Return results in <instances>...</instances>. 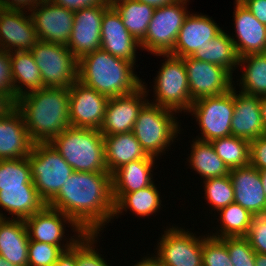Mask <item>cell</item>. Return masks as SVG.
<instances>
[{
  "label": "cell",
  "instance_id": "34",
  "mask_svg": "<svg viewBox=\"0 0 266 266\" xmlns=\"http://www.w3.org/2000/svg\"><path fill=\"white\" fill-rule=\"evenodd\" d=\"M242 70L239 84L242 93L266 97V53L248 54L239 58ZM244 71V72H243Z\"/></svg>",
  "mask_w": 266,
  "mask_h": 266
},
{
  "label": "cell",
  "instance_id": "11",
  "mask_svg": "<svg viewBox=\"0 0 266 266\" xmlns=\"http://www.w3.org/2000/svg\"><path fill=\"white\" fill-rule=\"evenodd\" d=\"M167 228L155 248L159 266H203L202 236L176 225Z\"/></svg>",
  "mask_w": 266,
  "mask_h": 266
},
{
  "label": "cell",
  "instance_id": "15",
  "mask_svg": "<svg viewBox=\"0 0 266 266\" xmlns=\"http://www.w3.org/2000/svg\"><path fill=\"white\" fill-rule=\"evenodd\" d=\"M68 90L70 126L100 129L109 98L78 80Z\"/></svg>",
  "mask_w": 266,
  "mask_h": 266
},
{
  "label": "cell",
  "instance_id": "17",
  "mask_svg": "<svg viewBox=\"0 0 266 266\" xmlns=\"http://www.w3.org/2000/svg\"><path fill=\"white\" fill-rule=\"evenodd\" d=\"M110 6L98 5L74 12L73 29L67 47L78 60L101 48L102 17Z\"/></svg>",
  "mask_w": 266,
  "mask_h": 266
},
{
  "label": "cell",
  "instance_id": "32",
  "mask_svg": "<svg viewBox=\"0 0 266 266\" xmlns=\"http://www.w3.org/2000/svg\"><path fill=\"white\" fill-rule=\"evenodd\" d=\"M230 35L222 30L191 57L221 66L233 75L238 67L239 56Z\"/></svg>",
  "mask_w": 266,
  "mask_h": 266
},
{
  "label": "cell",
  "instance_id": "4",
  "mask_svg": "<svg viewBox=\"0 0 266 266\" xmlns=\"http://www.w3.org/2000/svg\"><path fill=\"white\" fill-rule=\"evenodd\" d=\"M75 172L108 173L100 129L68 127L50 142Z\"/></svg>",
  "mask_w": 266,
  "mask_h": 266
},
{
  "label": "cell",
  "instance_id": "18",
  "mask_svg": "<svg viewBox=\"0 0 266 266\" xmlns=\"http://www.w3.org/2000/svg\"><path fill=\"white\" fill-rule=\"evenodd\" d=\"M38 41L30 12L0 8V50H31Z\"/></svg>",
  "mask_w": 266,
  "mask_h": 266
},
{
  "label": "cell",
  "instance_id": "42",
  "mask_svg": "<svg viewBox=\"0 0 266 266\" xmlns=\"http://www.w3.org/2000/svg\"><path fill=\"white\" fill-rule=\"evenodd\" d=\"M63 252L57 245L29 239L28 266H54Z\"/></svg>",
  "mask_w": 266,
  "mask_h": 266
},
{
  "label": "cell",
  "instance_id": "57",
  "mask_svg": "<svg viewBox=\"0 0 266 266\" xmlns=\"http://www.w3.org/2000/svg\"><path fill=\"white\" fill-rule=\"evenodd\" d=\"M244 0H235V3H242Z\"/></svg>",
  "mask_w": 266,
  "mask_h": 266
},
{
  "label": "cell",
  "instance_id": "56",
  "mask_svg": "<svg viewBox=\"0 0 266 266\" xmlns=\"http://www.w3.org/2000/svg\"><path fill=\"white\" fill-rule=\"evenodd\" d=\"M0 266H16L12 264L11 262L7 261L0 255Z\"/></svg>",
  "mask_w": 266,
  "mask_h": 266
},
{
  "label": "cell",
  "instance_id": "26",
  "mask_svg": "<svg viewBox=\"0 0 266 266\" xmlns=\"http://www.w3.org/2000/svg\"><path fill=\"white\" fill-rule=\"evenodd\" d=\"M155 161V157L148 155L115 170L111 174L112 193H132L150 186L154 182L152 168Z\"/></svg>",
  "mask_w": 266,
  "mask_h": 266
},
{
  "label": "cell",
  "instance_id": "51",
  "mask_svg": "<svg viewBox=\"0 0 266 266\" xmlns=\"http://www.w3.org/2000/svg\"><path fill=\"white\" fill-rule=\"evenodd\" d=\"M143 258H141L142 259L141 261L137 262L132 266H159V263L154 255L152 257L146 256Z\"/></svg>",
  "mask_w": 266,
  "mask_h": 266
},
{
  "label": "cell",
  "instance_id": "24",
  "mask_svg": "<svg viewBox=\"0 0 266 266\" xmlns=\"http://www.w3.org/2000/svg\"><path fill=\"white\" fill-rule=\"evenodd\" d=\"M33 144L17 109L0 118V160L26 158Z\"/></svg>",
  "mask_w": 266,
  "mask_h": 266
},
{
  "label": "cell",
  "instance_id": "53",
  "mask_svg": "<svg viewBox=\"0 0 266 266\" xmlns=\"http://www.w3.org/2000/svg\"><path fill=\"white\" fill-rule=\"evenodd\" d=\"M260 110H261L262 122L266 130V97H261Z\"/></svg>",
  "mask_w": 266,
  "mask_h": 266
},
{
  "label": "cell",
  "instance_id": "5",
  "mask_svg": "<svg viewBox=\"0 0 266 266\" xmlns=\"http://www.w3.org/2000/svg\"><path fill=\"white\" fill-rule=\"evenodd\" d=\"M176 113L178 112L149 102L139 112L132 133L147 155L158 159L159 154L165 153L177 140L181 125L176 120Z\"/></svg>",
  "mask_w": 266,
  "mask_h": 266
},
{
  "label": "cell",
  "instance_id": "33",
  "mask_svg": "<svg viewBox=\"0 0 266 266\" xmlns=\"http://www.w3.org/2000/svg\"><path fill=\"white\" fill-rule=\"evenodd\" d=\"M120 14L124 26L140 43L146 36L154 7L136 0H110Z\"/></svg>",
  "mask_w": 266,
  "mask_h": 266
},
{
  "label": "cell",
  "instance_id": "30",
  "mask_svg": "<svg viewBox=\"0 0 266 266\" xmlns=\"http://www.w3.org/2000/svg\"><path fill=\"white\" fill-rule=\"evenodd\" d=\"M10 59L16 99L33 90L44 88L39 67L30 50L10 52Z\"/></svg>",
  "mask_w": 266,
  "mask_h": 266
},
{
  "label": "cell",
  "instance_id": "29",
  "mask_svg": "<svg viewBox=\"0 0 266 266\" xmlns=\"http://www.w3.org/2000/svg\"><path fill=\"white\" fill-rule=\"evenodd\" d=\"M154 182L143 189L132 193H112L114 201L113 219L118 218L127 209L139 217H147L159 212L161 206L160 192Z\"/></svg>",
  "mask_w": 266,
  "mask_h": 266
},
{
  "label": "cell",
  "instance_id": "28",
  "mask_svg": "<svg viewBox=\"0 0 266 266\" xmlns=\"http://www.w3.org/2000/svg\"><path fill=\"white\" fill-rule=\"evenodd\" d=\"M104 143L105 163L109 174L126 163L148 156L132 132L104 136Z\"/></svg>",
  "mask_w": 266,
  "mask_h": 266
},
{
  "label": "cell",
  "instance_id": "7",
  "mask_svg": "<svg viewBox=\"0 0 266 266\" xmlns=\"http://www.w3.org/2000/svg\"><path fill=\"white\" fill-rule=\"evenodd\" d=\"M156 56L166 57L157 71L153 91V102L149 103L172 109L178 113H185L190 109L193 101L191 100L187 72L184 61L181 57L171 54H155Z\"/></svg>",
  "mask_w": 266,
  "mask_h": 266
},
{
  "label": "cell",
  "instance_id": "3",
  "mask_svg": "<svg viewBox=\"0 0 266 266\" xmlns=\"http://www.w3.org/2000/svg\"><path fill=\"white\" fill-rule=\"evenodd\" d=\"M134 65L100 48L78 60V81L108 98L127 95L143 82Z\"/></svg>",
  "mask_w": 266,
  "mask_h": 266
},
{
  "label": "cell",
  "instance_id": "10",
  "mask_svg": "<svg viewBox=\"0 0 266 266\" xmlns=\"http://www.w3.org/2000/svg\"><path fill=\"white\" fill-rule=\"evenodd\" d=\"M187 112L192 113L201 130V137L196 136V139L211 142L217 138L231 136L234 88L218 96L194 101Z\"/></svg>",
  "mask_w": 266,
  "mask_h": 266
},
{
  "label": "cell",
  "instance_id": "12",
  "mask_svg": "<svg viewBox=\"0 0 266 266\" xmlns=\"http://www.w3.org/2000/svg\"><path fill=\"white\" fill-rule=\"evenodd\" d=\"M24 221L26 223L30 240L57 245L63 251L69 250L84 234L70 217L48 205H46L41 211L26 218ZM66 223L71 225V230L75 233L77 232V235L74 233L75 236L73 235L71 238L68 237L67 239L64 235ZM61 241L63 243L64 241L67 242L63 244Z\"/></svg>",
  "mask_w": 266,
  "mask_h": 266
},
{
  "label": "cell",
  "instance_id": "14",
  "mask_svg": "<svg viewBox=\"0 0 266 266\" xmlns=\"http://www.w3.org/2000/svg\"><path fill=\"white\" fill-rule=\"evenodd\" d=\"M145 82L136 91L108 99L100 133L103 136L132 132L139 112L149 102ZM148 89V90H147Z\"/></svg>",
  "mask_w": 266,
  "mask_h": 266
},
{
  "label": "cell",
  "instance_id": "22",
  "mask_svg": "<svg viewBox=\"0 0 266 266\" xmlns=\"http://www.w3.org/2000/svg\"><path fill=\"white\" fill-rule=\"evenodd\" d=\"M234 8V38L236 52L240 57L248 54L266 53V25L262 24L244 6L243 3H235Z\"/></svg>",
  "mask_w": 266,
  "mask_h": 266
},
{
  "label": "cell",
  "instance_id": "41",
  "mask_svg": "<svg viewBox=\"0 0 266 266\" xmlns=\"http://www.w3.org/2000/svg\"><path fill=\"white\" fill-rule=\"evenodd\" d=\"M220 239L226 244L234 266H255L256 252L246 237H225Z\"/></svg>",
  "mask_w": 266,
  "mask_h": 266
},
{
  "label": "cell",
  "instance_id": "35",
  "mask_svg": "<svg viewBox=\"0 0 266 266\" xmlns=\"http://www.w3.org/2000/svg\"><path fill=\"white\" fill-rule=\"evenodd\" d=\"M217 213L220 215L219 229L216 227L217 232L212 235L210 233V236L216 238L247 236L254 216L248 210L233 202L221 208Z\"/></svg>",
  "mask_w": 266,
  "mask_h": 266
},
{
  "label": "cell",
  "instance_id": "9",
  "mask_svg": "<svg viewBox=\"0 0 266 266\" xmlns=\"http://www.w3.org/2000/svg\"><path fill=\"white\" fill-rule=\"evenodd\" d=\"M186 0L154 9L145 38L140 42L141 50L151 54H168L175 46L178 33L189 14Z\"/></svg>",
  "mask_w": 266,
  "mask_h": 266
},
{
  "label": "cell",
  "instance_id": "27",
  "mask_svg": "<svg viewBox=\"0 0 266 266\" xmlns=\"http://www.w3.org/2000/svg\"><path fill=\"white\" fill-rule=\"evenodd\" d=\"M46 205L36 187H1L0 207L9 212L12 219L25 220L41 211ZM0 218L10 219L1 212Z\"/></svg>",
  "mask_w": 266,
  "mask_h": 266
},
{
  "label": "cell",
  "instance_id": "49",
  "mask_svg": "<svg viewBox=\"0 0 266 266\" xmlns=\"http://www.w3.org/2000/svg\"><path fill=\"white\" fill-rule=\"evenodd\" d=\"M17 109V99L7 92L0 91V118L9 116Z\"/></svg>",
  "mask_w": 266,
  "mask_h": 266
},
{
  "label": "cell",
  "instance_id": "8",
  "mask_svg": "<svg viewBox=\"0 0 266 266\" xmlns=\"http://www.w3.org/2000/svg\"><path fill=\"white\" fill-rule=\"evenodd\" d=\"M30 51L44 87L69 88L78 80V59L67 46L39 40Z\"/></svg>",
  "mask_w": 266,
  "mask_h": 266
},
{
  "label": "cell",
  "instance_id": "46",
  "mask_svg": "<svg viewBox=\"0 0 266 266\" xmlns=\"http://www.w3.org/2000/svg\"><path fill=\"white\" fill-rule=\"evenodd\" d=\"M50 1L72 12H76L83 8L94 7L98 5H111L110 0H50Z\"/></svg>",
  "mask_w": 266,
  "mask_h": 266
},
{
  "label": "cell",
  "instance_id": "37",
  "mask_svg": "<svg viewBox=\"0 0 266 266\" xmlns=\"http://www.w3.org/2000/svg\"><path fill=\"white\" fill-rule=\"evenodd\" d=\"M1 187H35L28 157L0 160Z\"/></svg>",
  "mask_w": 266,
  "mask_h": 266
},
{
  "label": "cell",
  "instance_id": "45",
  "mask_svg": "<svg viewBox=\"0 0 266 266\" xmlns=\"http://www.w3.org/2000/svg\"><path fill=\"white\" fill-rule=\"evenodd\" d=\"M250 165L258 170L266 169V134L250 141Z\"/></svg>",
  "mask_w": 266,
  "mask_h": 266
},
{
  "label": "cell",
  "instance_id": "13",
  "mask_svg": "<svg viewBox=\"0 0 266 266\" xmlns=\"http://www.w3.org/2000/svg\"><path fill=\"white\" fill-rule=\"evenodd\" d=\"M182 59L193 102L204 97L221 95L235 87L233 75L227 69L191 56Z\"/></svg>",
  "mask_w": 266,
  "mask_h": 266
},
{
  "label": "cell",
  "instance_id": "48",
  "mask_svg": "<svg viewBox=\"0 0 266 266\" xmlns=\"http://www.w3.org/2000/svg\"><path fill=\"white\" fill-rule=\"evenodd\" d=\"M242 3L258 21L266 25V0H244Z\"/></svg>",
  "mask_w": 266,
  "mask_h": 266
},
{
  "label": "cell",
  "instance_id": "19",
  "mask_svg": "<svg viewBox=\"0 0 266 266\" xmlns=\"http://www.w3.org/2000/svg\"><path fill=\"white\" fill-rule=\"evenodd\" d=\"M101 27V49L135 64V51L141 49L140 43L129 33L112 5L104 12Z\"/></svg>",
  "mask_w": 266,
  "mask_h": 266
},
{
  "label": "cell",
  "instance_id": "23",
  "mask_svg": "<svg viewBox=\"0 0 266 266\" xmlns=\"http://www.w3.org/2000/svg\"><path fill=\"white\" fill-rule=\"evenodd\" d=\"M234 87V114L231 121V135L248 140L266 134L261 110L260 96L247 95L235 90ZM238 93V94H237Z\"/></svg>",
  "mask_w": 266,
  "mask_h": 266
},
{
  "label": "cell",
  "instance_id": "1",
  "mask_svg": "<svg viewBox=\"0 0 266 266\" xmlns=\"http://www.w3.org/2000/svg\"><path fill=\"white\" fill-rule=\"evenodd\" d=\"M47 205L70 217L84 233L100 234L114 214L111 174L74 171Z\"/></svg>",
  "mask_w": 266,
  "mask_h": 266
},
{
  "label": "cell",
  "instance_id": "2",
  "mask_svg": "<svg viewBox=\"0 0 266 266\" xmlns=\"http://www.w3.org/2000/svg\"><path fill=\"white\" fill-rule=\"evenodd\" d=\"M68 88L44 87L17 99L28 135L33 143H50L70 127Z\"/></svg>",
  "mask_w": 266,
  "mask_h": 266
},
{
  "label": "cell",
  "instance_id": "54",
  "mask_svg": "<svg viewBox=\"0 0 266 266\" xmlns=\"http://www.w3.org/2000/svg\"><path fill=\"white\" fill-rule=\"evenodd\" d=\"M255 266H266V254L256 253Z\"/></svg>",
  "mask_w": 266,
  "mask_h": 266
},
{
  "label": "cell",
  "instance_id": "44",
  "mask_svg": "<svg viewBox=\"0 0 266 266\" xmlns=\"http://www.w3.org/2000/svg\"><path fill=\"white\" fill-rule=\"evenodd\" d=\"M10 52L0 50V91L14 96Z\"/></svg>",
  "mask_w": 266,
  "mask_h": 266
},
{
  "label": "cell",
  "instance_id": "6",
  "mask_svg": "<svg viewBox=\"0 0 266 266\" xmlns=\"http://www.w3.org/2000/svg\"><path fill=\"white\" fill-rule=\"evenodd\" d=\"M28 161L39 196L48 204L74 172L51 143H34Z\"/></svg>",
  "mask_w": 266,
  "mask_h": 266
},
{
  "label": "cell",
  "instance_id": "47",
  "mask_svg": "<svg viewBox=\"0 0 266 266\" xmlns=\"http://www.w3.org/2000/svg\"><path fill=\"white\" fill-rule=\"evenodd\" d=\"M42 1L44 0H0V8L22 11L26 9L29 12Z\"/></svg>",
  "mask_w": 266,
  "mask_h": 266
},
{
  "label": "cell",
  "instance_id": "52",
  "mask_svg": "<svg viewBox=\"0 0 266 266\" xmlns=\"http://www.w3.org/2000/svg\"><path fill=\"white\" fill-rule=\"evenodd\" d=\"M142 3L149 4L150 6H153L154 8L165 6L168 4L173 3L175 0H136Z\"/></svg>",
  "mask_w": 266,
  "mask_h": 266
},
{
  "label": "cell",
  "instance_id": "31",
  "mask_svg": "<svg viewBox=\"0 0 266 266\" xmlns=\"http://www.w3.org/2000/svg\"><path fill=\"white\" fill-rule=\"evenodd\" d=\"M192 142L191 153L187 160L196 174L204 180L229 175L230 169L217 155L211 142L196 138Z\"/></svg>",
  "mask_w": 266,
  "mask_h": 266
},
{
  "label": "cell",
  "instance_id": "55",
  "mask_svg": "<svg viewBox=\"0 0 266 266\" xmlns=\"http://www.w3.org/2000/svg\"><path fill=\"white\" fill-rule=\"evenodd\" d=\"M260 173V178L263 184V191L265 193V197H266V169L264 170H259Z\"/></svg>",
  "mask_w": 266,
  "mask_h": 266
},
{
  "label": "cell",
  "instance_id": "36",
  "mask_svg": "<svg viewBox=\"0 0 266 266\" xmlns=\"http://www.w3.org/2000/svg\"><path fill=\"white\" fill-rule=\"evenodd\" d=\"M217 155L227 167H245L250 164V142L233 135L211 141Z\"/></svg>",
  "mask_w": 266,
  "mask_h": 266
},
{
  "label": "cell",
  "instance_id": "21",
  "mask_svg": "<svg viewBox=\"0 0 266 266\" xmlns=\"http://www.w3.org/2000/svg\"><path fill=\"white\" fill-rule=\"evenodd\" d=\"M234 202L254 216L266 215V197L259 170L250 164L230 170Z\"/></svg>",
  "mask_w": 266,
  "mask_h": 266
},
{
  "label": "cell",
  "instance_id": "20",
  "mask_svg": "<svg viewBox=\"0 0 266 266\" xmlns=\"http://www.w3.org/2000/svg\"><path fill=\"white\" fill-rule=\"evenodd\" d=\"M221 31L222 28L208 15L189 12L179 30L174 49L169 54L181 58L192 56Z\"/></svg>",
  "mask_w": 266,
  "mask_h": 266
},
{
  "label": "cell",
  "instance_id": "16",
  "mask_svg": "<svg viewBox=\"0 0 266 266\" xmlns=\"http://www.w3.org/2000/svg\"><path fill=\"white\" fill-rule=\"evenodd\" d=\"M30 16L39 40L67 46L74 24V12L44 0L32 8Z\"/></svg>",
  "mask_w": 266,
  "mask_h": 266
},
{
  "label": "cell",
  "instance_id": "43",
  "mask_svg": "<svg viewBox=\"0 0 266 266\" xmlns=\"http://www.w3.org/2000/svg\"><path fill=\"white\" fill-rule=\"evenodd\" d=\"M246 238L256 253L266 254V215L253 216Z\"/></svg>",
  "mask_w": 266,
  "mask_h": 266
},
{
  "label": "cell",
  "instance_id": "25",
  "mask_svg": "<svg viewBox=\"0 0 266 266\" xmlns=\"http://www.w3.org/2000/svg\"><path fill=\"white\" fill-rule=\"evenodd\" d=\"M29 235L22 219L0 218V255L16 266H28Z\"/></svg>",
  "mask_w": 266,
  "mask_h": 266
},
{
  "label": "cell",
  "instance_id": "38",
  "mask_svg": "<svg viewBox=\"0 0 266 266\" xmlns=\"http://www.w3.org/2000/svg\"><path fill=\"white\" fill-rule=\"evenodd\" d=\"M203 183L205 199L214 211L218 212L221 208L234 202V190L229 175L206 179L203 180Z\"/></svg>",
  "mask_w": 266,
  "mask_h": 266
},
{
  "label": "cell",
  "instance_id": "39",
  "mask_svg": "<svg viewBox=\"0 0 266 266\" xmlns=\"http://www.w3.org/2000/svg\"><path fill=\"white\" fill-rule=\"evenodd\" d=\"M98 233H84L76 242V266H109L94 245Z\"/></svg>",
  "mask_w": 266,
  "mask_h": 266
},
{
  "label": "cell",
  "instance_id": "40",
  "mask_svg": "<svg viewBox=\"0 0 266 266\" xmlns=\"http://www.w3.org/2000/svg\"><path fill=\"white\" fill-rule=\"evenodd\" d=\"M202 261L203 266H234L226 244L210 235H202Z\"/></svg>",
  "mask_w": 266,
  "mask_h": 266
},
{
  "label": "cell",
  "instance_id": "50",
  "mask_svg": "<svg viewBox=\"0 0 266 266\" xmlns=\"http://www.w3.org/2000/svg\"><path fill=\"white\" fill-rule=\"evenodd\" d=\"M54 266H76V243L59 256Z\"/></svg>",
  "mask_w": 266,
  "mask_h": 266
}]
</instances>
